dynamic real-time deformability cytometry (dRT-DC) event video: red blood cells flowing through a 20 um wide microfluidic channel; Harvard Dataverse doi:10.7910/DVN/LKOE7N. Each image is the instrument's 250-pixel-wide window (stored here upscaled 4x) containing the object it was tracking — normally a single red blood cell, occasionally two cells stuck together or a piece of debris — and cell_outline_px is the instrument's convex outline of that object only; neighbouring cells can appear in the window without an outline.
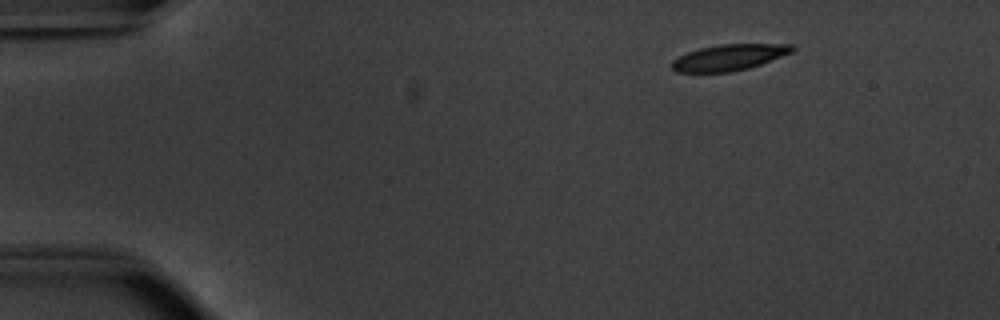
{"species": "common noctule bat (a hibernating species)", "species_latin": "Nyctalus noctula", "temperature_condition": "warm", "stored_images_in_passage": 47, "camera_frame_rate_fps": 3000, "um_per_image_px": 0.085, "animal": {"sex": "male", "body_mass_g": 20.1, "forearm_length_mm": 53.5}, "frame": {"image": 1, "passage_image": 1, "time_ms": 0.0, "image_size_px": [1000, 320], "cell_outline_px": [[796, 48], [792, 52], [760, 64], [748, 68], [728, 72], [676, 72], [672, 68], [672, 60], [688, 52], [700, 48], [720, 44], [792, 44]], "centroid_in_image_um": [61.97, 4.87], "position_along_channel_um": 23.0, "area_um2": 18.09}}
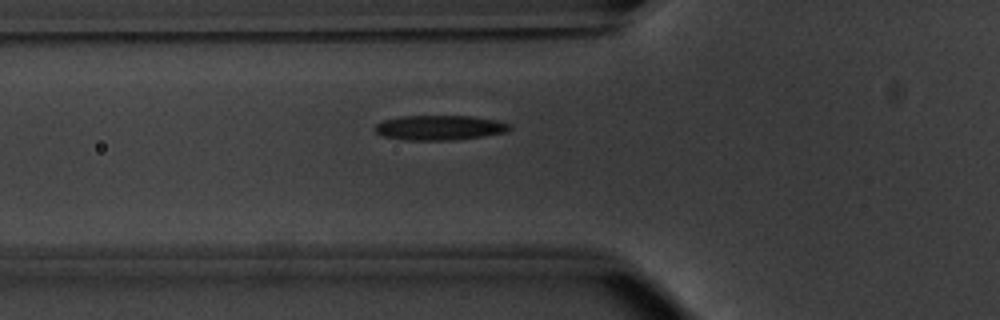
{"frame": {"image": 2, "passage_image": 13, "time_ms": 4.0, "image_size_px": [1000, 320], "cell_outline_px": [[512, 128], [508, 132], [484, 136], [456, 140], [404, 140], [380, 136], [372, 128], [376, 124], [384, 120], [400, 116], [472, 116], [500, 120], [512, 124]], "centroid_in_image_um": [37.4, 10.85], "position_along_channel_um": 88.4, "area_um2": 19.94}}
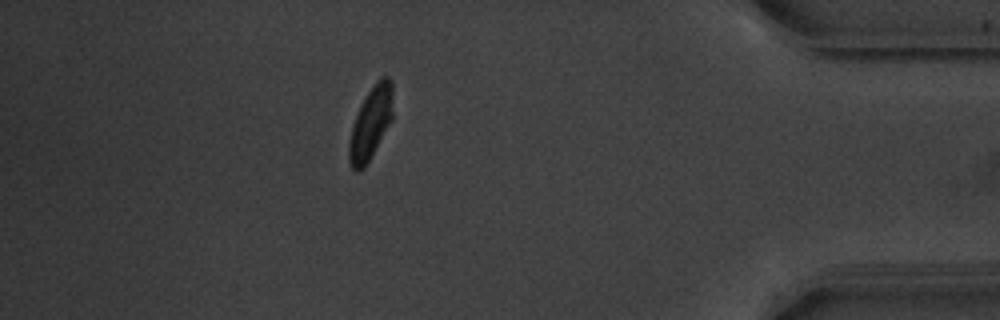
{"frame": {"image": 3, "passage_image": 41, "time_ms": 13.333, "image_size_px": [1000, 320], "cell_outline_px": [[392, 120], [364, 168], [360, 172], [356, 172], [352, 168], [348, 160], [348, 140], [352, 124], [360, 104], [376, 80], [380, 76], [388, 76], [392, 80]], "centroid_in_image_um": [31.49, 10.46], "position_along_channel_um": 403.7, "area_um2": 18.73}, "authors_computed_cell_mechanics": {"area_um2": 19.4786, "velocity_mm_per_s": 3.79, "shape_relaxation_time_tau1_ms": 3.2982, "shape_relaxation_time_tau2_ms": 2.0079, "deformation_change_tau1": 0.1557, "deformation_change_tau2": 0.0792}}